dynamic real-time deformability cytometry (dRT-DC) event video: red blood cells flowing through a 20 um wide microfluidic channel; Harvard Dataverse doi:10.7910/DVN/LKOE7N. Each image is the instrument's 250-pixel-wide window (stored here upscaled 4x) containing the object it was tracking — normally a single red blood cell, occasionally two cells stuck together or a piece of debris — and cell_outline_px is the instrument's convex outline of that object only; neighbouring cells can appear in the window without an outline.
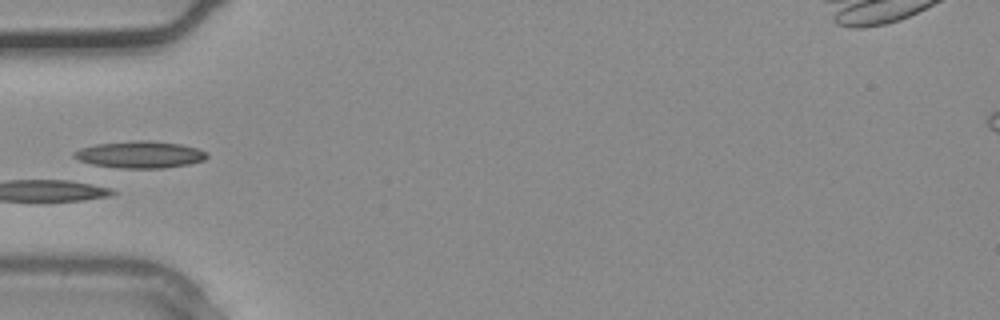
{"species": "common noctule bat (a hibernating species)", "species_latin": "Nyctalus noctula", "temperature_condition": "warm", "stored_images_in_passage": 3, "camera_frame_rate_fps": 3000, "um_per_image_px": 0.085, "animal": {"sex": "male", "body_mass_g": 20.4}, "frame": {"image": 1, "passage_image": 3, "time_ms": 0.667, "image_size_px": [1000, 320], "cell_outline_px": [[208, 156], [204, 160], [188, 164], [164, 168], [120, 168], [92, 164], [80, 160], [72, 156], [72, 152], [80, 148], [96, 144], [136, 140], [148, 140], [180, 144], [196, 148], [208, 152]], "centroid_in_image_um": [11.89, 13.13], "position_along_channel_um": 73.1, "area_um2": 20.81}}